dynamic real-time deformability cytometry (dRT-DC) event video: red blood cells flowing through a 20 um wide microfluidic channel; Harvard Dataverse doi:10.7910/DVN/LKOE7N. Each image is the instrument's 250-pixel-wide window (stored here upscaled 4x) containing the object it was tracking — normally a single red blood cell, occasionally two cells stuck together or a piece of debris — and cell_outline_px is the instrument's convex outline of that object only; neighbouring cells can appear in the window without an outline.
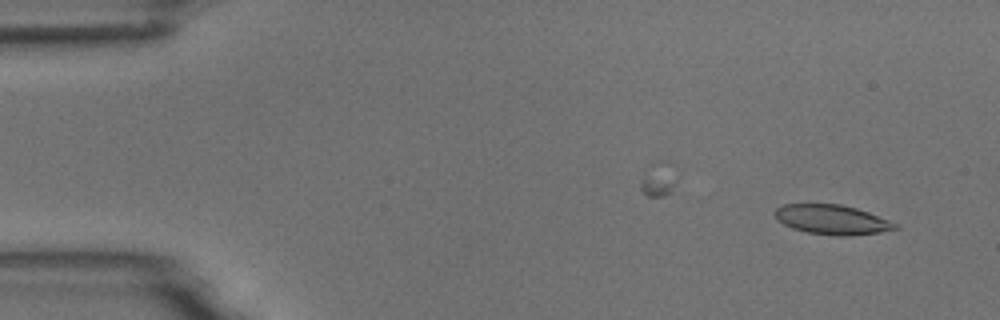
{"species": "common noctule bat (a hibernating species)", "species_latin": "Nyctalus noctula", "temperature_condition": "room temperature", "stored_images_in_passage": 49, "camera_frame_rate_fps": 3000, "um_per_image_px": 0.085, "animal": {"sex": "male", "body_mass_g": 18.8}, "frame": {"image": 1, "passage_image": 3, "time_ms": 0.667, "image_size_px": [1000, 320], "cell_outline_px": [[900, 228], [880, 232], [852, 236], [836, 236], [808, 232], [792, 228], [784, 224], [772, 212], [776, 208], [784, 204], [840, 204], [856, 208], [868, 212], [900, 224]], "centroid_in_image_um": [70.77, 18.67], "position_along_channel_um": 14.2, "area_um2": 20.81}}
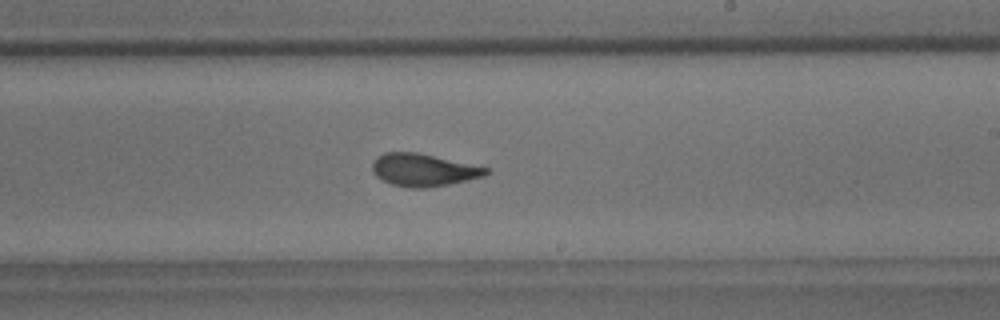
{"frame": {"image": 2, "passage_image": 31, "time_ms": 10.0, "image_size_px": [1000, 320], "cell_outline_px": [[488, 172], [484, 176], [468, 180], [428, 188], [408, 188], [392, 184], [376, 176], [372, 172], [372, 164], [376, 156], [384, 152], [416, 152], [488, 168]], "centroid_in_image_um": [35.94, 14.45], "position_along_channel_um": 253.1, "area_um2": 21.39}}
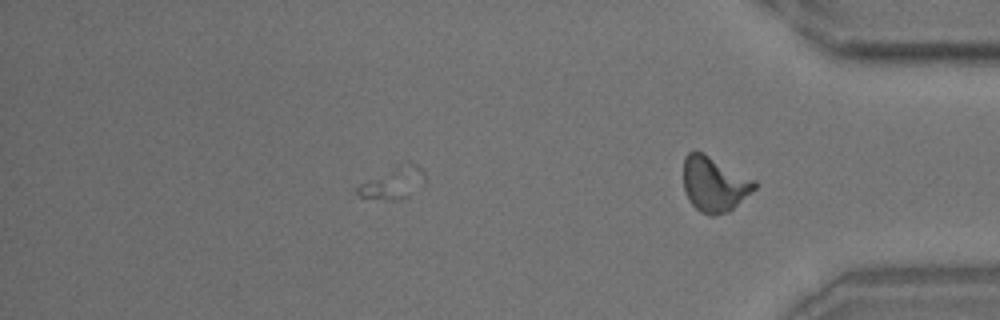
{"frame": {"image": 3, "passage_image": 41, "time_ms": 13.333, "image_size_px": [1000, 320], "cell_outline_px": [[424, 184], [408, 196], [396, 200], [388, 200], [360, 196], [356, 192], [356, 188], [360, 184], [400, 164], [416, 164], [424, 172]], "centroid_in_image_um": [33.44, 15.57], "position_along_channel_um": 401.8, "area_um2": 12.02}, "authors_computed_cell_mechanics": {"area_um2": 21.3282, "velocity_mm_per_s": 3.7481, "shape_relaxation_time_tau1_ms": 4.8916, "shape_relaxation_time_tau2_ms": 1.383, "deformation_change_tau1": 0.1752, "deformation_change_tau2": 0.0793}}